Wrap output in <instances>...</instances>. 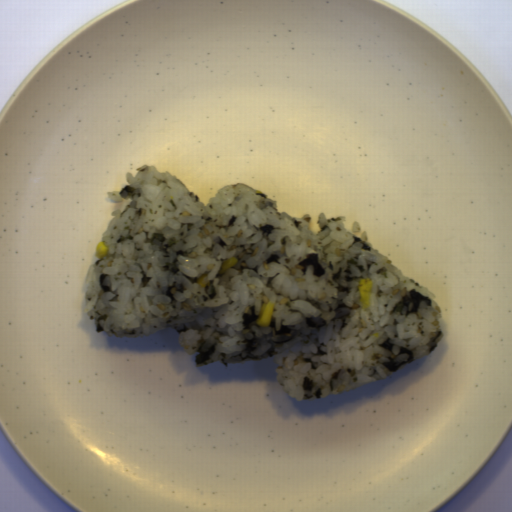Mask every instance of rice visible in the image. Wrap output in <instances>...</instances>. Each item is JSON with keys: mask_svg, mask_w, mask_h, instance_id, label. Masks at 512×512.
<instances>
[{"mask_svg": "<svg viewBox=\"0 0 512 512\" xmlns=\"http://www.w3.org/2000/svg\"><path fill=\"white\" fill-rule=\"evenodd\" d=\"M106 192L131 198L102 232L108 252L90 264L84 313L116 338L172 327L196 367L270 357L276 380L298 402L326 399L389 378L433 353L444 337L436 293L379 253L346 217L279 212L247 183L227 184L208 204L169 171L137 167ZM237 257L225 273L223 261ZM207 273L200 287L197 278ZM360 278L372 279L363 309ZM271 325L256 326L262 302Z\"/></svg>", "mask_w": 512, "mask_h": 512, "instance_id": "1", "label": "rice"}]
</instances>
